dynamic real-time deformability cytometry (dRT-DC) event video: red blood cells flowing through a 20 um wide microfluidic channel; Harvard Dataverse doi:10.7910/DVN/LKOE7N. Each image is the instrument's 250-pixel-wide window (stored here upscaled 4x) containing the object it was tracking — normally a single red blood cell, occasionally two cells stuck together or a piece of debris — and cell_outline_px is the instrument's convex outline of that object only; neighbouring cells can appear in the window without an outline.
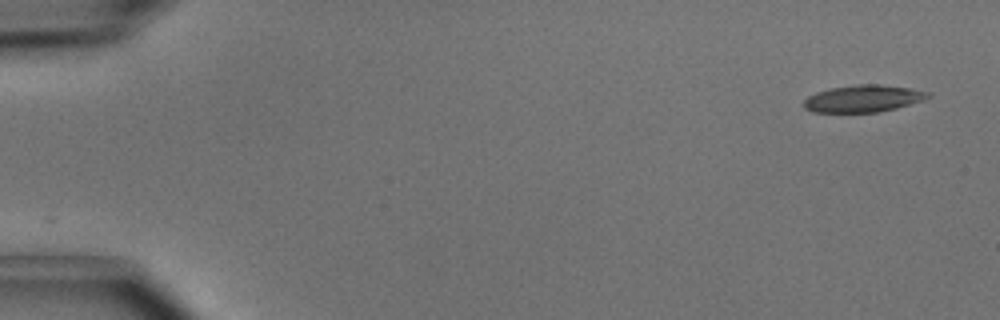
{"species": "common noctule bat (a hibernating species)", "species_latin": "Nyctalus noctula", "temperature_condition": "cold", "stored_images_in_passage": 10, "camera_frame_rate_fps": 3000, "um_per_image_px": 0.085, "animal": {"sex": "male", "body_mass_g": 15.6}, "frame": {"image": 1, "passage_image": 1, "time_ms": 0.0, "image_size_px": [1000, 320], "cell_outline_px": [[932, 96], [924, 100], [896, 108], [876, 112], [812, 112], [804, 108], [804, 100], [808, 96], [816, 92], [832, 88], [856, 84], [880, 84], [908, 88], [928, 92]], "centroid_in_image_um": [73.36, 8.38], "position_along_channel_um": 11.6, "area_um2": 19.48}}